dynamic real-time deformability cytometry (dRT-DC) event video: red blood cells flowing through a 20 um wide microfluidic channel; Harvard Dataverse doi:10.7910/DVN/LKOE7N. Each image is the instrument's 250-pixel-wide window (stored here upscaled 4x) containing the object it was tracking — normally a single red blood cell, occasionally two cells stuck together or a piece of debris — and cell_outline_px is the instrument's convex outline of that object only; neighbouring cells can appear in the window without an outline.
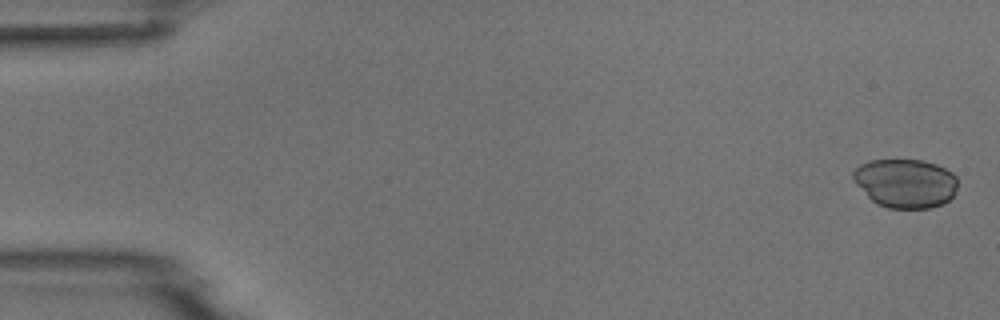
{"species": "common noctule bat (a hibernating species)", "species_latin": "Nyctalus noctula", "temperature_condition": "room temperature", "stored_images_in_passage": 5, "camera_frame_rate_fps": 3000, "um_per_image_px": 0.085, "animal": {"sex": "male", "body_mass_g": 18.8}, "frame": {"image": 1, "passage_image": 1, "time_ms": 0.0, "image_size_px": [1000, 320], "cell_outline_px": [[956, 192], [944, 204], [928, 208], [888, 208], [876, 204], [852, 180], [852, 172], [860, 164], [868, 160], [920, 160], [936, 164], [952, 172], [956, 176]], "centroid_in_image_um": [76.95, 15.57], "position_along_channel_um": 8.1, "area_um2": 29.88}}
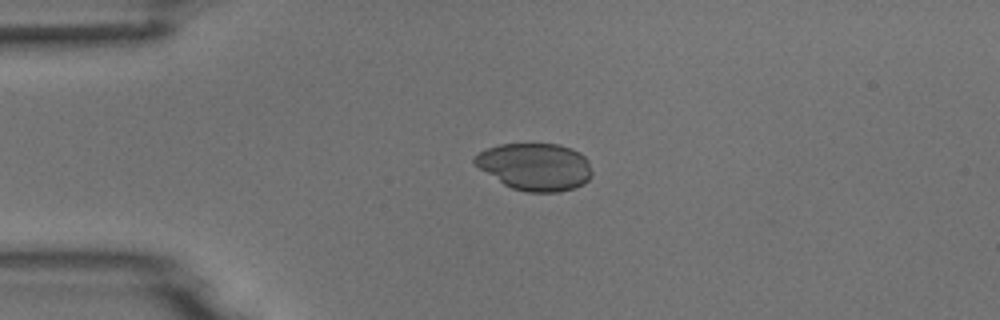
{"frame": {"image": 2, "passage_image": 4, "time_ms": 1.0, "image_size_px": [1000, 320], "cell_outline_px": [[592, 172], [588, 180], [584, 184], [560, 192], [528, 192], [512, 188], [504, 184], [480, 168], [472, 160], [480, 152], [488, 148], [500, 144], [560, 144], [572, 148], [580, 152], [588, 160]], "centroid_in_image_um": [45.52, 14.16], "position_along_channel_um": 39.5, "area_um2": 32.14}}